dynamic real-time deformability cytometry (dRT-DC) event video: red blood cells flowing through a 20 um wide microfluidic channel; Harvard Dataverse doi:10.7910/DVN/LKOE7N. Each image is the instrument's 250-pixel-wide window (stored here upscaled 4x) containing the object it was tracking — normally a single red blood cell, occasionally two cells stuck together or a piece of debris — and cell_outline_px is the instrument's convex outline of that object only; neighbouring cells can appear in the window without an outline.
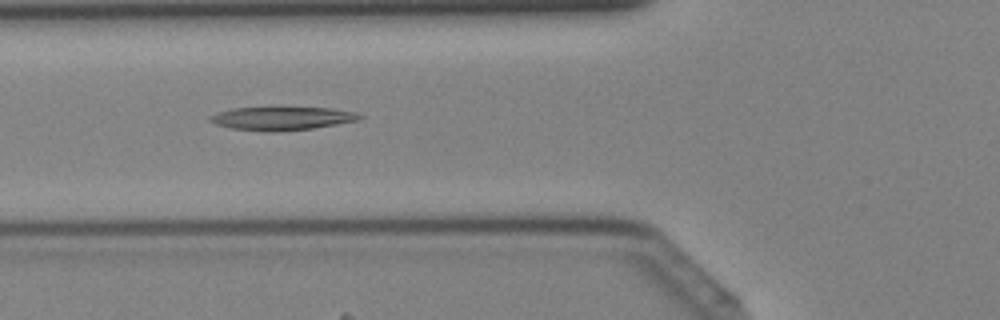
{"species": "Egyptian fruit bat (a non-hibernating species)", "species_latin": "Rousettus aegyptiacus", "temperature_condition": "cold", "stored_images_in_passage": 35, "segment_of_instrument_passage": [1, 2], "camera_frame_rate_fps": 3000, "um_per_image_px": 0.085, "animal": {"sex": "female"}, "frame": {"image": 1, "passage_image": 9, "time_ms": 2.667, "image_size_px": [1000, 320], "cell_outline_px": [[364, 116], [360, 120], [312, 128], [280, 132], [260, 132], [228, 128], [216, 124], [208, 120], [208, 116], [216, 112], [232, 108], [332, 108], [356, 112]], "centroid_in_image_um": [23.91, 10.08], "position_along_channel_um": 101.9, "area_um2": 20.58}}
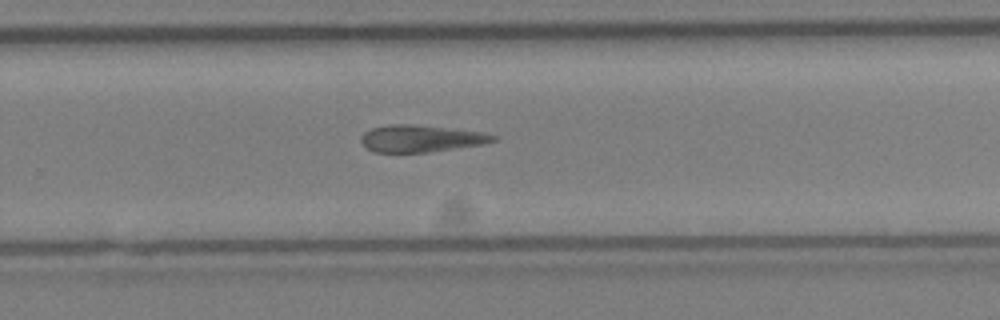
{"frame": {"image": 2, "passage_image": 21, "time_ms": 6.667, "image_size_px": [1000, 320], "cell_outline_px": [[500, 136], [496, 140], [484, 144], [428, 152], [376, 152], [368, 148], [360, 140], [360, 136], [364, 132], [372, 128], [388, 124], [412, 124], [484, 132]], "centroid_in_image_um": [35.81, 11.76], "position_along_channel_um": 294.0, "area_um2": 20.75}}
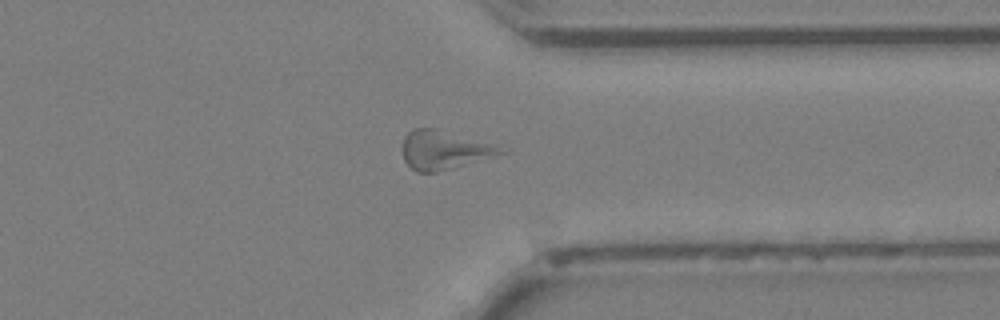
{"frame": {"image": 3, "passage_image": 26, "time_ms": 8.333, "image_size_px": [1000, 320], "cell_outline_px": [[512, 148], [508, 152], [436, 172], [416, 172], [404, 160], [400, 148], [404, 136], [412, 128], [436, 128]], "centroid_in_image_um": [37.78, 12.72], "position_along_channel_um": 373.6, "area_um2": 22.6}}